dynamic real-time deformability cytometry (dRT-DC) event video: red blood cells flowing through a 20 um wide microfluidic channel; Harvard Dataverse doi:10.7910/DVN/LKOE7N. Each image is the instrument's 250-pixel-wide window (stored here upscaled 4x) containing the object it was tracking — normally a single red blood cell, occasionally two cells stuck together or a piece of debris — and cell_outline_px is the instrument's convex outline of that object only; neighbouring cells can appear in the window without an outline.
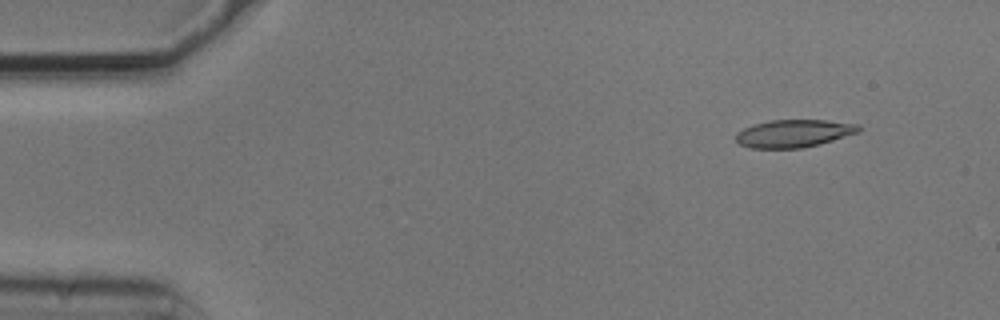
{"species": "common noctule bat (a hibernating species)", "species_latin": "Nyctalus noctula", "temperature_condition": "cold", "stored_images_in_passage": 4, "camera_frame_rate_fps": 3000, "um_per_image_px": 0.085, "animal": {"sex": "male", "body_mass_g": 20.5, "forearm_length_mm": 52.5}, "frame": {"image": 1, "passage_image": 2, "time_ms": 0.333, "image_size_px": [1000, 320], "cell_outline_px": [[860, 132], [820, 144], [800, 148], [752, 148], [740, 144], [736, 140], [736, 132], [744, 128], [756, 124], [772, 120], [824, 120], [860, 124]], "centroid_in_image_um": [67.5, 11.34], "position_along_channel_um": 17.5, "area_um2": 19.71}}